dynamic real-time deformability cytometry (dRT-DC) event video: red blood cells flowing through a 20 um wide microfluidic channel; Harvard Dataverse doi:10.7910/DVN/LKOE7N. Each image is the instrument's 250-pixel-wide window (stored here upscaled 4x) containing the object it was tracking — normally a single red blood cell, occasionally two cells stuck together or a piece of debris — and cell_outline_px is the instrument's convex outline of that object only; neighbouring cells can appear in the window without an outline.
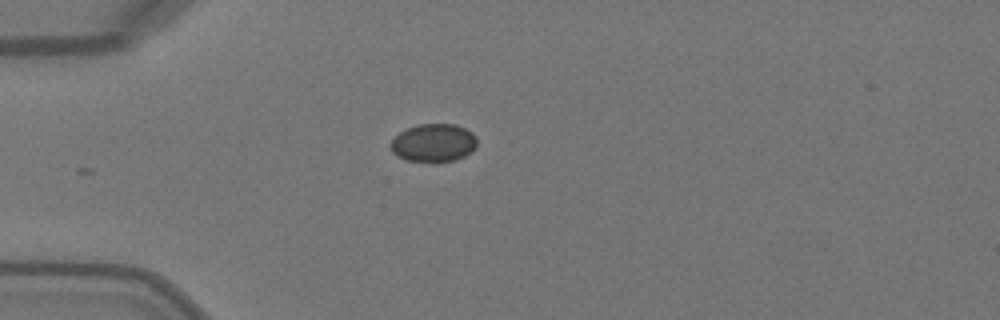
{"species": "Egyptian fruit bat (a non-hibernating species)", "species_latin": "Rousettus aegyptiacus", "temperature_condition": "warm", "stored_images_in_passage": 6, "camera_frame_rate_fps": 3000, "um_per_image_px": 0.085, "animal": {"sex": "female"}, "frame": {"image": 1, "passage_image": 1, "time_ms": 0.0, "image_size_px": [1000, 320], "cell_outline_px": [[476, 148], [472, 152], [456, 160], [436, 164], [432, 164], [404, 160], [396, 156], [388, 148], [388, 144], [400, 132], [416, 124], [456, 124], [472, 132], [476, 136]], "centroid_in_image_um": [36.83, 12.19], "position_along_channel_um": 48.2, "area_um2": 19.94}}
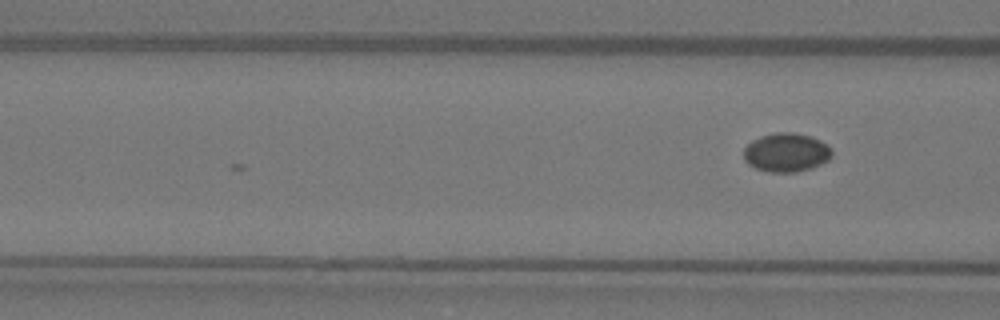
{"frame": {"image": 2, "passage_image": 6, "time_ms": 1.667, "image_size_px": [1000, 320], "cell_outline_px": [[832, 156], [828, 160], [812, 168], [796, 172], [768, 172], [756, 168], [748, 164], [744, 160], [744, 148], [752, 140], [760, 136], [776, 132], [792, 132], [812, 136], [828, 144], [832, 148]], "centroid_in_image_um": [66.85, 12.95], "position_along_channel_um": 99.7, "area_um2": 20.17}}